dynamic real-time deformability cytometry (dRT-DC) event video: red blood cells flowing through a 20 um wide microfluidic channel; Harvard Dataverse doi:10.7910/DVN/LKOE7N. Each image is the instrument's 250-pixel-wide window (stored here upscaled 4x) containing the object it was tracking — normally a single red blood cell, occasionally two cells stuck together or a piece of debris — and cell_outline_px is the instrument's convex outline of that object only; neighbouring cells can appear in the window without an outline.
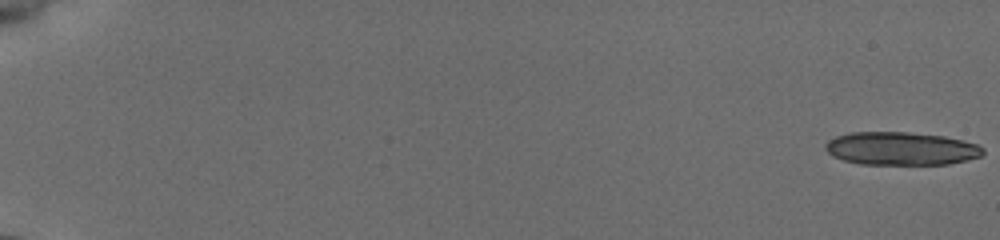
{"species": "common noctule bat (a hibernating species)", "species_latin": "Nyctalus noctula", "temperature_condition": "cold", "stored_images_in_passage": 27, "camera_frame_rate_fps": 3000, "um_per_image_px": 0.085, "animal": {"sex": "female", "body_mass_g": 19.5, "forearm_length_mm": 54.1}, "frame": {"image": 1, "passage_image": 1, "time_ms": 0.0, "image_size_px": [1000, 240], "cell_outline_px": [[984, 152], [980, 156], [948, 164], [860, 164], [844, 160], [832, 156], [824, 148], [824, 144], [828, 140], [836, 136], [852, 132], [908, 132], [944, 136], [976, 144], [984, 148]], "centroid_in_image_um": [76.54, 12.62], "position_along_channel_um": 8.5, "area_um2": 30.29}}